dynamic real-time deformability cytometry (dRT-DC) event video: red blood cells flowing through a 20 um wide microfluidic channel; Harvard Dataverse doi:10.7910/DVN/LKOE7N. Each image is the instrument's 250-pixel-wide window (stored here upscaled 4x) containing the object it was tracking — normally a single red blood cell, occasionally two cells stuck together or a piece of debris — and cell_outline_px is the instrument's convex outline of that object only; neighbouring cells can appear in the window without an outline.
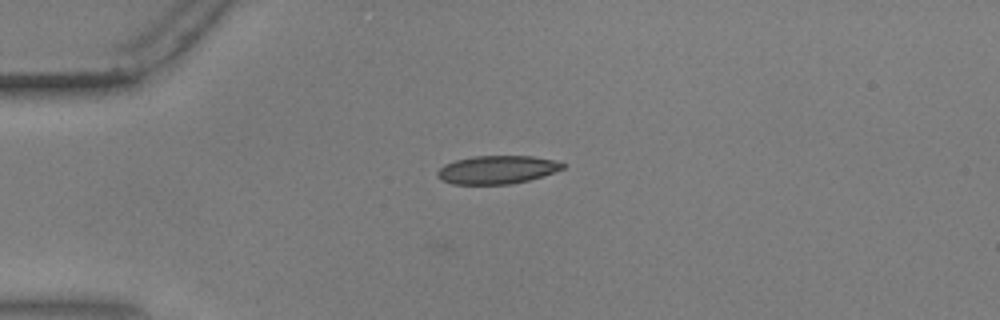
{"species": "common noctule bat (a hibernating species)", "species_latin": "Nyctalus noctula", "temperature_condition": "warm", "stored_images_in_passage": 2, "camera_frame_rate_fps": 3000, "um_per_image_px": 0.085, "animal": {"sex": "male", "body_mass_g": 17.9, "forearm_length_mm": 54.2}, "frame": {"image": 1, "passage_image": 2, "time_ms": 0.333, "image_size_px": [1000, 320], "cell_outline_px": [[564, 168], [528, 180], [512, 184], [452, 184], [440, 180], [436, 176], [436, 172], [444, 164], [456, 160], [472, 156], [532, 156], [556, 160], [564, 164]], "centroid_in_image_um": [42.19, 14.42], "position_along_channel_um": 42.8, "area_um2": 20.58}}